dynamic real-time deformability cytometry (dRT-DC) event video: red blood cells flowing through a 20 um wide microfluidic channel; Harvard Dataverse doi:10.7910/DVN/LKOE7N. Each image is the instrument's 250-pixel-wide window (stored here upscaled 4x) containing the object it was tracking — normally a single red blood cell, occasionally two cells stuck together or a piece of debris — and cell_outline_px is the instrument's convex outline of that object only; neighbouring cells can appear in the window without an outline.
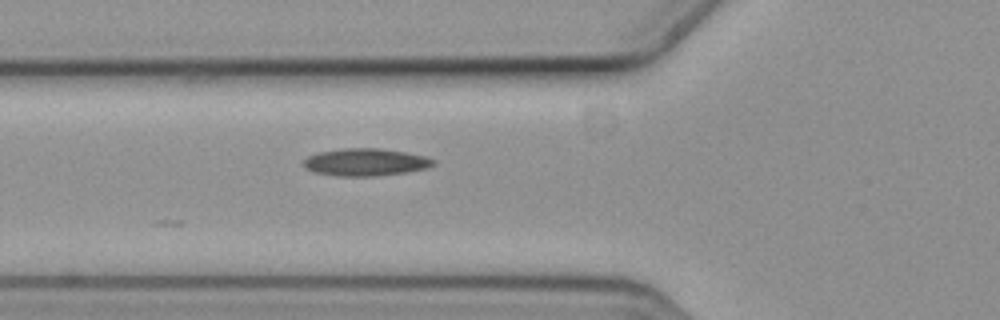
{"species": "common noctule bat (a hibernating species)", "species_latin": "Nyctalus noctula", "temperature_condition": "cold", "stored_images_in_passage": 7, "camera_frame_rate_fps": 3000, "um_per_image_px": 0.085, "animal": {"sex": "female", "body_mass_g": 19.3, "forearm_length_mm": 54.1}, "frame": {"image": 1, "passage_image": 7, "time_ms": 2.0, "image_size_px": [1000, 320], "cell_outline_px": [[436, 164], [428, 168], [408, 172], [376, 176], [336, 176], [316, 172], [304, 168], [304, 160], [308, 156], [320, 152], [344, 148], [380, 148], [428, 156], [436, 160]], "centroid_in_image_um": [31.13, 13.79], "position_along_channel_um": 94.7, "area_um2": 20.87}}